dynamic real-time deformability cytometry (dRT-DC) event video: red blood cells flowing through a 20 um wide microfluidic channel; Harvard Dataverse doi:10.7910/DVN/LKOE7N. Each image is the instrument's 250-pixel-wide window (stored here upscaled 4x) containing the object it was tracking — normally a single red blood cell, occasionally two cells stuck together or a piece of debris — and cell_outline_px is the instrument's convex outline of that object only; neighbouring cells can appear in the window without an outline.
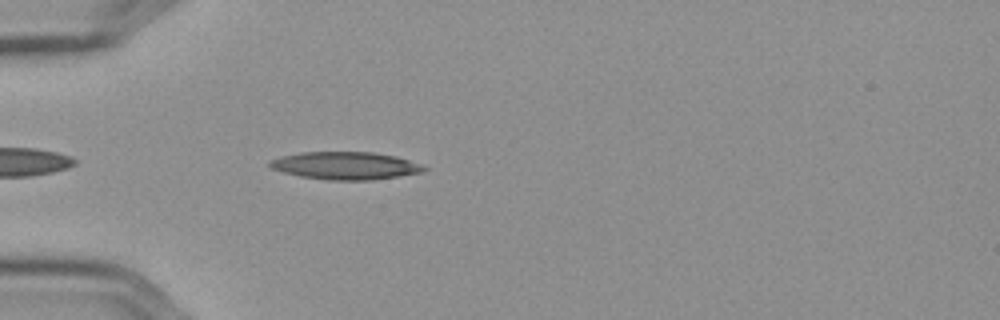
{"species": "Egyptian fruit bat (a non-hibernating species)", "species_latin": "Rousettus aegyptiacus", "temperature_condition": "cold", "stored_images_in_passage": 28, "camera_frame_rate_fps": 3000, "um_per_image_px": 0.085, "frame": {"image": 1, "passage_image": 4, "time_ms": 1.0, "image_size_px": [1000, 320], "cell_outline_px": [[428, 168], [420, 172], [400, 176], [372, 180], [328, 180], [300, 176], [284, 172], [272, 168], [268, 164], [268, 160], [280, 156], [300, 152], [372, 152], [396, 156], [424, 164]], "centroid_in_image_um": [29.37, 14.07], "position_along_channel_um": 55.6, "area_um2": 24.97}}
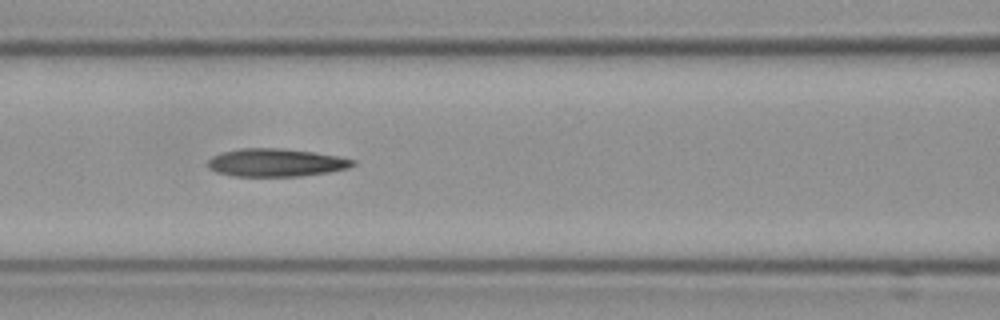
{"frame": {"image": 2, "passage_image": 12, "time_ms": 3.667, "image_size_px": [1000, 320], "cell_outline_px": [[356, 164], [348, 168], [328, 172], [300, 176], [232, 176], [216, 172], [208, 168], [208, 160], [212, 156], [220, 152], [240, 148], [284, 148], [312, 152], [336, 156], [356, 160]], "centroid_in_image_um": [23.42, 13.82], "position_along_channel_um": 143.2, "area_um2": 23.7}}
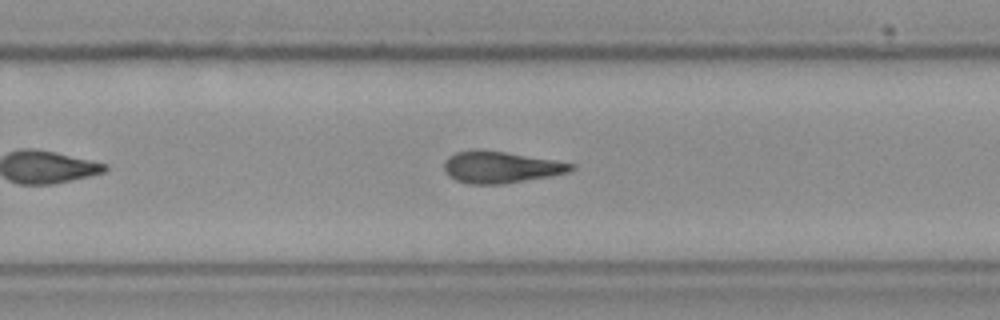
{"frame": {"image": 3, "passage_image": 24, "time_ms": 7.667, "image_size_px": [1000, 320], "cell_outline_px": [[576, 168], [568, 172], [552, 176], [504, 184], [468, 184], [456, 180], [448, 176], [444, 172], [444, 160], [448, 156], [456, 152], [476, 148], [480, 148], [576, 164]], "centroid_in_image_um": [42.51, 14.21], "position_along_channel_um": 287.3, "area_um2": 23.7}}